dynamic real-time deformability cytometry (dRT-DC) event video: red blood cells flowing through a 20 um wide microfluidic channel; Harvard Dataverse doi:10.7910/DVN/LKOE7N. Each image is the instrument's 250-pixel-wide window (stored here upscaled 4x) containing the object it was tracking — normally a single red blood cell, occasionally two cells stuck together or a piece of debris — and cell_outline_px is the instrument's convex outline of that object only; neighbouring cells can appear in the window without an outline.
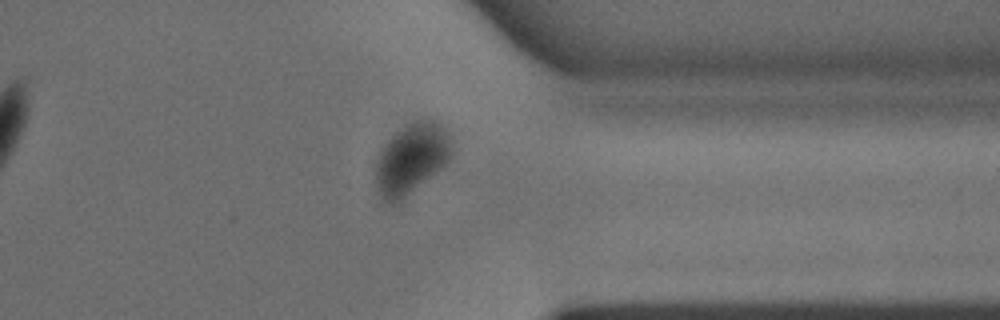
{"species": "common noctule bat (a hibernating species)", "species_latin": "Nyctalus noctula", "temperature_condition": "warm", "stored_images_in_passage": 29, "segment_of_instrument_passage": [1, 2], "camera_frame_rate_fps": 3000, "um_per_image_px": 0.085, "animal": {"sex": "male", "body_mass_g": 15.6}, "frame": {"image": 1, "passage_image": 20, "time_ms": 6.333, "image_size_px": [1000, 320], "cell_outline_px": [[452, 152], [448, 160], [444, 164], [400, 200], [392, 204], [384, 204], [380, 200], [376, 192], [376, 160], [380, 152], [388, 140], [396, 132], [412, 120], [432, 120], [440, 124], [448, 132]], "centroid_in_image_um": [34.91, 13.5], "position_along_channel_um": 376.5, "area_um2": 30.75}}
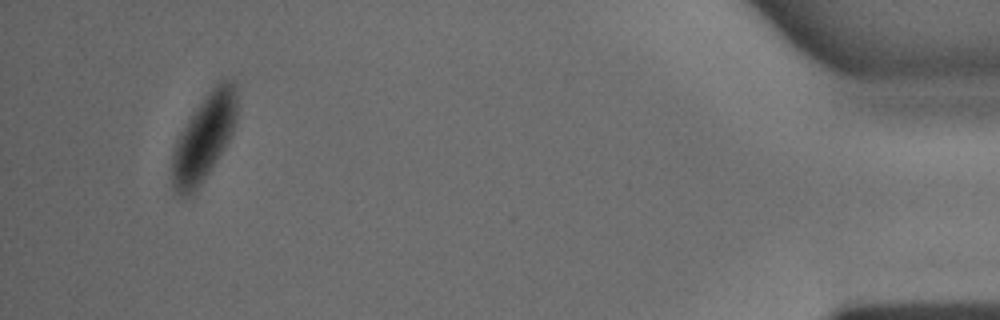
{"frame": {"image": 2, "passage_image": 26, "time_ms": 8.333, "image_size_px": [1000, 320], "cell_outline_px": [[236, 120], [232, 136], [192, 196], [176, 196], [172, 192], [172, 152], [176, 140], [180, 132], [192, 112], [204, 96], [220, 80], [232, 76], [236, 84]], "centroid_in_image_um": [17.33, 11.69], "position_along_channel_um": 417.9, "area_um2": 32.95}}